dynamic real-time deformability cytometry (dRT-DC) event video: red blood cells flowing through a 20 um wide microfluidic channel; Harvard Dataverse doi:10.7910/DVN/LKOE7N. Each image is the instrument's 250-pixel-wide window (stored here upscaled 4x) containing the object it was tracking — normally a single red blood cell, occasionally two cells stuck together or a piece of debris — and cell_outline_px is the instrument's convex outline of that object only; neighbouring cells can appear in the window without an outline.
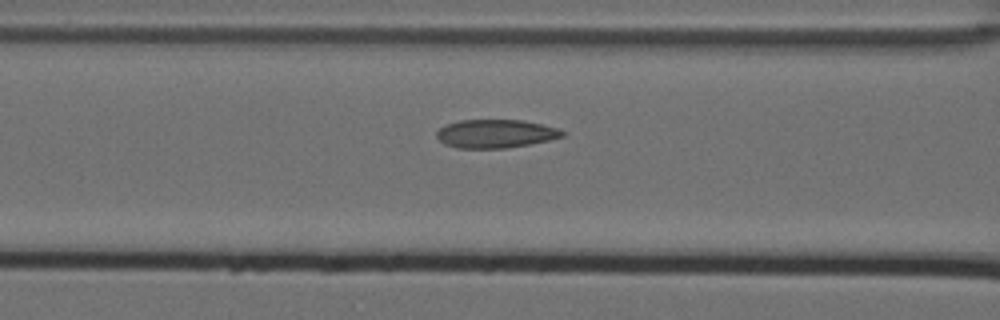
{"species": "Egyptian fruit bat (a non-hibernating species)", "species_latin": "Rousettus aegyptiacus", "temperature_condition": "cold", "stored_images_in_passage": 4, "segment_of_instrument_passage": [2, 2], "camera_frame_rate_fps": 3000, "um_per_image_px": 0.085, "animal": {"sex": "female"}, "frame": {"image": 1, "passage_image": 4, "time_ms": 1.0, "image_size_px": [1000, 320], "cell_outline_px": [[564, 136], [548, 140], [528, 144], [504, 148], [456, 148], [444, 144], [436, 136], [436, 132], [444, 124], [460, 120], [524, 120], [560, 128], [564, 132]], "centroid_in_image_um": [42.1, 11.35], "position_along_channel_um": 124.5, "area_um2": 20.87}}